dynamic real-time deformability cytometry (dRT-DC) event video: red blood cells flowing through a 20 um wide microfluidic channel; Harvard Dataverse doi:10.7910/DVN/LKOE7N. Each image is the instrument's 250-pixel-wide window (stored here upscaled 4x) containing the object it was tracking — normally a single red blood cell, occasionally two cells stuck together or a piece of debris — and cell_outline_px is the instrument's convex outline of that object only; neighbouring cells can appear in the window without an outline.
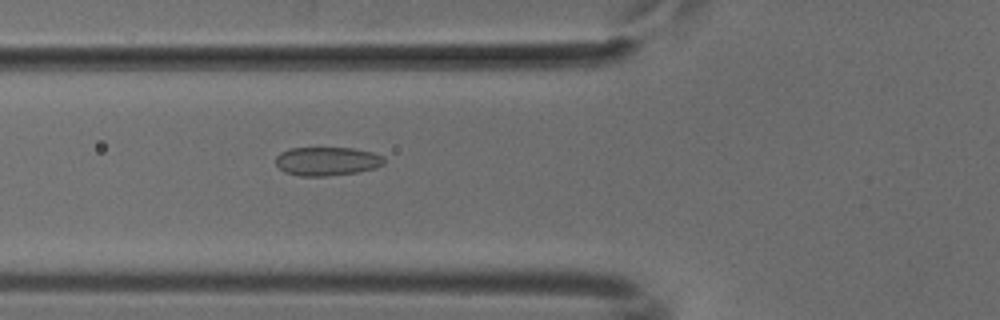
{"species": "common noctule bat (a hibernating species)", "species_latin": "Nyctalus noctula", "temperature_condition": "cold", "stored_images_in_passage": 43, "camera_frame_rate_fps": 3000, "um_per_image_px": 0.085, "animal": {"sex": "male", "body_mass_g": 18.8}, "frame": {"image": 1, "passage_image": 11, "time_ms": 3.333, "image_size_px": [1000, 320], "cell_outline_px": [[384, 164], [376, 168], [356, 172], [324, 176], [300, 176], [284, 172], [276, 164], [276, 156], [280, 152], [288, 148], [352, 148], [372, 152], [384, 156]], "centroid_in_image_um": [27.79, 13.7], "position_along_channel_um": 98.0, "area_um2": 18.15}}
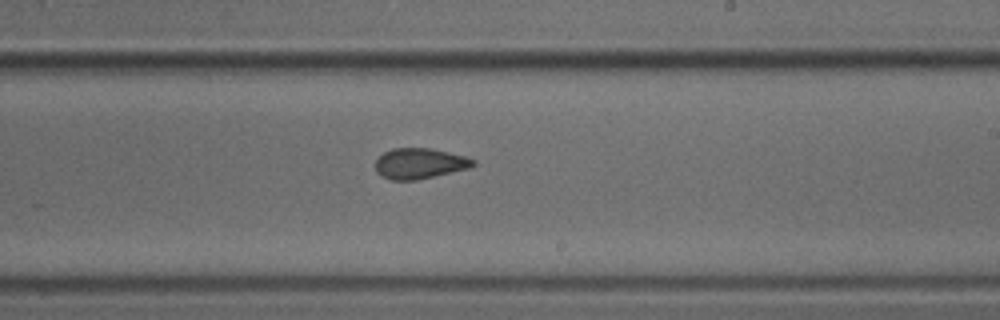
{"frame": {"image": 2, "passage_image": 23, "time_ms": 7.333, "image_size_px": [1000, 320], "cell_outline_px": [[476, 164], [472, 168], [416, 180], [392, 180], [380, 176], [376, 172], [376, 160], [384, 152], [392, 148], [432, 148], [464, 156], [476, 160]], "centroid_in_image_um": [35.69, 13.9], "position_along_channel_um": 253.3, "area_um2": 17.57}}
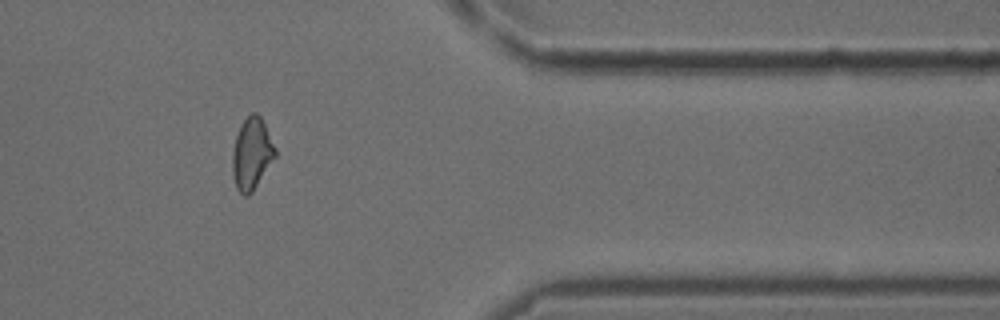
{"frame": {"image": 3, "passage_image": 35, "time_ms": 11.333, "image_size_px": [1000, 320], "cell_outline_px": [[276, 156], [252, 192], [248, 196], [244, 196], [236, 188], [232, 172], [232, 152], [236, 136], [240, 124], [252, 112], [256, 112], [260, 116], [276, 148]], "centroid_in_image_um": [21.39, 13.07], "position_along_channel_um": 390.0, "area_um2": 17.8}}